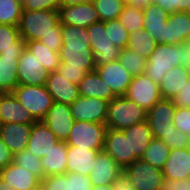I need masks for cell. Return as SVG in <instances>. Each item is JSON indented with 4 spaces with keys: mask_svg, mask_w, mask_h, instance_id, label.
<instances>
[{
    "mask_svg": "<svg viewBox=\"0 0 190 190\" xmlns=\"http://www.w3.org/2000/svg\"><path fill=\"white\" fill-rule=\"evenodd\" d=\"M95 67L117 61L121 49L114 46L105 22L98 21L87 27Z\"/></svg>",
    "mask_w": 190,
    "mask_h": 190,
    "instance_id": "obj_6",
    "label": "cell"
},
{
    "mask_svg": "<svg viewBox=\"0 0 190 190\" xmlns=\"http://www.w3.org/2000/svg\"><path fill=\"white\" fill-rule=\"evenodd\" d=\"M185 45H186V61L184 63V66L190 72V39L185 43Z\"/></svg>",
    "mask_w": 190,
    "mask_h": 190,
    "instance_id": "obj_55",
    "label": "cell"
},
{
    "mask_svg": "<svg viewBox=\"0 0 190 190\" xmlns=\"http://www.w3.org/2000/svg\"><path fill=\"white\" fill-rule=\"evenodd\" d=\"M63 43L57 72L67 81L79 84L88 72L95 70L87 28L61 24Z\"/></svg>",
    "mask_w": 190,
    "mask_h": 190,
    "instance_id": "obj_1",
    "label": "cell"
},
{
    "mask_svg": "<svg viewBox=\"0 0 190 190\" xmlns=\"http://www.w3.org/2000/svg\"><path fill=\"white\" fill-rule=\"evenodd\" d=\"M0 178L8 182L13 190H34L41 184V180L35 174L13 162L0 169Z\"/></svg>",
    "mask_w": 190,
    "mask_h": 190,
    "instance_id": "obj_24",
    "label": "cell"
},
{
    "mask_svg": "<svg viewBox=\"0 0 190 190\" xmlns=\"http://www.w3.org/2000/svg\"><path fill=\"white\" fill-rule=\"evenodd\" d=\"M109 101L100 98L79 96L70 104L74 121L105 123Z\"/></svg>",
    "mask_w": 190,
    "mask_h": 190,
    "instance_id": "obj_12",
    "label": "cell"
},
{
    "mask_svg": "<svg viewBox=\"0 0 190 190\" xmlns=\"http://www.w3.org/2000/svg\"><path fill=\"white\" fill-rule=\"evenodd\" d=\"M20 56L0 55V91L12 92L18 84L17 63Z\"/></svg>",
    "mask_w": 190,
    "mask_h": 190,
    "instance_id": "obj_32",
    "label": "cell"
},
{
    "mask_svg": "<svg viewBox=\"0 0 190 190\" xmlns=\"http://www.w3.org/2000/svg\"><path fill=\"white\" fill-rule=\"evenodd\" d=\"M69 190H92V184L89 176L68 173Z\"/></svg>",
    "mask_w": 190,
    "mask_h": 190,
    "instance_id": "obj_46",
    "label": "cell"
},
{
    "mask_svg": "<svg viewBox=\"0 0 190 190\" xmlns=\"http://www.w3.org/2000/svg\"><path fill=\"white\" fill-rule=\"evenodd\" d=\"M174 126L182 133L190 134V108L176 107L173 115Z\"/></svg>",
    "mask_w": 190,
    "mask_h": 190,
    "instance_id": "obj_45",
    "label": "cell"
},
{
    "mask_svg": "<svg viewBox=\"0 0 190 190\" xmlns=\"http://www.w3.org/2000/svg\"><path fill=\"white\" fill-rule=\"evenodd\" d=\"M40 41L44 43V45L47 46L50 50L60 53L63 43L61 33H48L47 35H43Z\"/></svg>",
    "mask_w": 190,
    "mask_h": 190,
    "instance_id": "obj_47",
    "label": "cell"
},
{
    "mask_svg": "<svg viewBox=\"0 0 190 190\" xmlns=\"http://www.w3.org/2000/svg\"><path fill=\"white\" fill-rule=\"evenodd\" d=\"M60 0H24L22 2L23 10L43 11V10H58Z\"/></svg>",
    "mask_w": 190,
    "mask_h": 190,
    "instance_id": "obj_44",
    "label": "cell"
},
{
    "mask_svg": "<svg viewBox=\"0 0 190 190\" xmlns=\"http://www.w3.org/2000/svg\"><path fill=\"white\" fill-rule=\"evenodd\" d=\"M91 0H60V6H73L89 2Z\"/></svg>",
    "mask_w": 190,
    "mask_h": 190,
    "instance_id": "obj_54",
    "label": "cell"
},
{
    "mask_svg": "<svg viewBox=\"0 0 190 190\" xmlns=\"http://www.w3.org/2000/svg\"><path fill=\"white\" fill-rule=\"evenodd\" d=\"M58 11L61 24L87 28L100 21L92 1L73 6H60Z\"/></svg>",
    "mask_w": 190,
    "mask_h": 190,
    "instance_id": "obj_14",
    "label": "cell"
},
{
    "mask_svg": "<svg viewBox=\"0 0 190 190\" xmlns=\"http://www.w3.org/2000/svg\"><path fill=\"white\" fill-rule=\"evenodd\" d=\"M176 107L190 108V79L172 99Z\"/></svg>",
    "mask_w": 190,
    "mask_h": 190,
    "instance_id": "obj_48",
    "label": "cell"
},
{
    "mask_svg": "<svg viewBox=\"0 0 190 190\" xmlns=\"http://www.w3.org/2000/svg\"><path fill=\"white\" fill-rule=\"evenodd\" d=\"M146 120L147 111L125 96H117L108 103L105 122L107 128L124 130Z\"/></svg>",
    "mask_w": 190,
    "mask_h": 190,
    "instance_id": "obj_4",
    "label": "cell"
},
{
    "mask_svg": "<svg viewBox=\"0 0 190 190\" xmlns=\"http://www.w3.org/2000/svg\"><path fill=\"white\" fill-rule=\"evenodd\" d=\"M161 190H190V178L181 180L163 179Z\"/></svg>",
    "mask_w": 190,
    "mask_h": 190,
    "instance_id": "obj_50",
    "label": "cell"
},
{
    "mask_svg": "<svg viewBox=\"0 0 190 190\" xmlns=\"http://www.w3.org/2000/svg\"><path fill=\"white\" fill-rule=\"evenodd\" d=\"M12 93L36 121H42L53 104L45 85H18Z\"/></svg>",
    "mask_w": 190,
    "mask_h": 190,
    "instance_id": "obj_5",
    "label": "cell"
},
{
    "mask_svg": "<svg viewBox=\"0 0 190 190\" xmlns=\"http://www.w3.org/2000/svg\"><path fill=\"white\" fill-rule=\"evenodd\" d=\"M124 96L146 111L162 99L159 84L154 83L145 73L133 76Z\"/></svg>",
    "mask_w": 190,
    "mask_h": 190,
    "instance_id": "obj_10",
    "label": "cell"
},
{
    "mask_svg": "<svg viewBox=\"0 0 190 190\" xmlns=\"http://www.w3.org/2000/svg\"><path fill=\"white\" fill-rule=\"evenodd\" d=\"M0 190H13V187L0 178Z\"/></svg>",
    "mask_w": 190,
    "mask_h": 190,
    "instance_id": "obj_56",
    "label": "cell"
},
{
    "mask_svg": "<svg viewBox=\"0 0 190 190\" xmlns=\"http://www.w3.org/2000/svg\"><path fill=\"white\" fill-rule=\"evenodd\" d=\"M143 14L144 30L148 32L157 43H160V37H163L164 23L167 22L169 13L158 5L151 4L143 10Z\"/></svg>",
    "mask_w": 190,
    "mask_h": 190,
    "instance_id": "obj_31",
    "label": "cell"
},
{
    "mask_svg": "<svg viewBox=\"0 0 190 190\" xmlns=\"http://www.w3.org/2000/svg\"><path fill=\"white\" fill-rule=\"evenodd\" d=\"M170 151L162 140L153 138L141 159L154 167L162 169Z\"/></svg>",
    "mask_w": 190,
    "mask_h": 190,
    "instance_id": "obj_35",
    "label": "cell"
},
{
    "mask_svg": "<svg viewBox=\"0 0 190 190\" xmlns=\"http://www.w3.org/2000/svg\"><path fill=\"white\" fill-rule=\"evenodd\" d=\"M106 130L107 126L105 123L74 121L66 144L68 146L102 151Z\"/></svg>",
    "mask_w": 190,
    "mask_h": 190,
    "instance_id": "obj_7",
    "label": "cell"
},
{
    "mask_svg": "<svg viewBox=\"0 0 190 190\" xmlns=\"http://www.w3.org/2000/svg\"><path fill=\"white\" fill-rule=\"evenodd\" d=\"M13 163L35 174L41 181L45 178L41 159L27 149L13 155Z\"/></svg>",
    "mask_w": 190,
    "mask_h": 190,
    "instance_id": "obj_37",
    "label": "cell"
},
{
    "mask_svg": "<svg viewBox=\"0 0 190 190\" xmlns=\"http://www.w3.org/2000/svg\"><path fill=\"white\" fill-rule=\"evenodd\" d=\"M117 60L132 76L145 73L147 59L127 47L120 51Z\"/></svg>",
    "mask_w": 190,
    "mask_h": 190,
    "instance_id": "obj_36",
    "label": "cell"
},
{
    "mask_svg": "<svg viewBox=\"0 0 190 190\" xmlns=\"http://www.w3.org/2000/svg\"><path fill=\"white\" fill-rule=\"evenodd\" d=\"M99 151L76 146H68L67 173L89 176Z\"/></svg>",
    "mask_w": 190,
    "mask_h": 190,
    "instance_id": "obj_25",
    "label": "cell"
},
{
    "mask_svg": "<svg viewBox=\"0 0 190 190\" xmlns=\"http://www.w3.org/2000/svg\"><path fill=\"white\" fill-rule=\"evenodd\" d=\"M188 135L182 133L177 128L173 130L162 139V141L168 146L170 150L174 149H186L188 148Z\"/></svg>",
    "mask_w": 190,
    "mask_h": 190,
    "instance_id": "obj_42",
    "label": "cell"
},
{
    "mask_svg": "<svg viewBox=\"0 0 190 190\" xmlns=\"http://www.w3.org/2000/svg\"><path fill=\"white\" fill-rule=\"evenodd\" d=\"M190 39V16L184 12L170 13L164 23L160 44L183 45Z\"/></svg>",
    "mask_w": 190,
    "mask_h": 190,
    "instance_id": "obj_16",
    "label": "cell"
},
{
    "mask_svg": "<svg viewBox=\"0 0 190 190\" xmlns=\"http://www.w3.org/2000/svg\"><path fill=\"white\" fill-rule=\"evenodd\" d=\"M67 152L66 141H59L46 156L41 158L45 177L67 173Z\"/></svg>",
    "mask_w": 190,
    "mask_h": 190,
    "instance_id": "obj_28",
    "label": "cell"
},
{
    "mask_svg": "<svg viewBox=\"0 0 190 190\" xmlns=\"http://www.w3.org/2000/svg\"><path fill=\"white\" fill-rule=\"evenodd\" d=\"M98 11L100 21L118 19L124 4L118 0H91Z\"/></svg>",
    "mask_w": 190,
    "mask_h": 190,
    "instance_id": "obj_40",
    "label": "cell"
},
{
    "mask_svg": "<svg viewBox=\"0 0 190 190\" xmlns=\"http://www.w3.org/2000/svg\"><path fill=\"white\" fill-rule=\"evenodd\" d=\"M34 190H45L43 186L40 184L38 187H36Z\"/></svg>",
    "mask_w": 190,
    "mask_h": 190,
    "instance_id": "obj_59",
    "label": "cell"
},
{
    "mask_svg": "<svg viewBox=\"0 0 190 190\" xmlns=\"http://www.w3.org/2000/svg\"><path fill=\"white\" fill-rule=\"evenodd\" d=\"M30 112L18 101L12 92L0 94V125L6 123H35Z\"/></svg>",
    "mask_w": 190,
    "mask_h": 190,
    "instance_id": "obj_19",
    "label": "cell"
},
{
    "mask_svg": "<svg viewBox=\"0 0 190 190\" xmlns=\"http://www.w3.org/2000/svg\"><path fill=\"white\" fill-rule=\"evenodd\" d=\"M103 150L123 169L137 160L130 155L129 137L122 130L107 128Z\"/></svg>",
    "mask_w": 190,
    "mask_h": 190,
    "instance_id": "obj_13",
    "label": "cell"
},
{
    "mask_svg": "<svg viewBox=\"0 0 190 190\" xmlns=\"http://www.w3.org/2000/svg\"><path fill=\"white\" fill-rule=\"evenodd\" d=\"M78 89L80 96L88 98H100L110 102L117 97L96 70L85 75L78 84Z\"/></svg>",
    "mask_w": 190,
    "mask_h": 190,
    "instance_id": "obj_26",
    "label": "cell"
},
{
    "mask_svg": "<svg viewBox=\"0 0 190 190\" xmlns=\"http://www.w3.org/2000/svg\"><path fill=\"white\" fill-rule=\"evenodd\" d=\"M33 123H6L0 125V139L15 155L27 148Z\"/></svg>",
    "mask_w": 190,
    "mask_h": 190,
    "instance_id": "obj_20",
    "label": "cell"
},
{
    "mask_svg": "<svg viewBox=\"0 0 190 190\" xmlns=\"http://www.w3.org/2000/svg\"><path fill=\"white\" fill-rule=\"evenodd\" d=\"M156 44L157 42L143 28L130 33L126 47L148 59L156 47Z\"/></svg>",
    "mask_w": 190,
    "mask_h": 190,
    "instance_id": "obj_34",
    "label": "cell"
},
{
    "mask_svg": "<svg viewBox=\"0 0 190 190\" xmlns=\"http://www.w3.org/2000/svg\"><path fill=\"white\" fill-rule=\"evenodd\" d=\"M151 4H153V0H129L127 5L144 10Z\"/></svg>",
    "mask_w": 190,
    "mask_h": 190,
    "instance_id": "obj_53",
    "label": "cell"
},
{
    "mask_svg": "<svg viewBox=\"0 0 190 190\" xmlns=\"http://www.w3.org/2000/svg\"><path fill=\"white\" fill-rule=\"evenodd\" d=\"M26 48L36 56L49 73L57 71L60 66V53L50 50L40 40L26 41Z\"/></svg>",
    "mask_w": 190,
    "mask_h": 190,
    "instance_id": "obj_33",
    "label": "cell"
},
{
    "mask_svg": "<svg viewBox=\"0 0 190 190\" xmlns=\"http://www.w3.org/2000/svg\"><path fill=\"white\" fill-rule=\"evenodd\" d=\"M175 111L176 106L172 99L163 98L147 111V122L154 139L162 140L173 128H176L172 123Z\"/></svg>",
    "mask_w": 190,
    "mask_h": 190,
    "instance_id": "obj_9",
    "label": "cell"
},
{
    "mask_svg": "<svg viewBox=\"0 0 190 190\" xmlns=\"http://www.w3.org/2000/svg\"><path fill=\"white\" fill-rule=\"evenodd\" d=\"M20 37L26 42L40 40L48 33H61L58 10H23L18 24Z\"/></svg>",
    "mask_w": 190,
    "mask_h": 190,
    "instance_id": "obj_3",
    "label": "cell"
},
{
    "mask_svg": "<svg viewBox=\"0 0 190 190\" xmlns=\"http://www.w3.org/2000/svg\"><path fill=\"white\" fill-rule=\"evenodd\" d=\"M22 11V3L19 1L0 0V24L18 26Z\"/></svg>",
    "mask_w": 190,
    "mask_h": 190,
    "instance_id": "obj_38",
    "label": "cell"
},
{
    "mask_svg": "<svg viewBox=\"0 0 190 190\" xmlns=\"http://www.w3.org/2000/svg\"><path fill=\"white\" fill-rule=\"evenodd\" d=\"M188 147L190 148V134L188 135Z\"/></svg>",
    "mask_w": 190,
    "mask_h": 190,
    "instance_id": "obj_61",
    "label": "cell"
},
{
    "mask_svg": "<svg viewBox=\"0 0 190 190\" xmlns=\"http://www.w3.org/2000/svg\"><path fill=\"white\" fill-rule=\"evenodd\" d=\"M95 70L116 96L126 94L133 76L118 60L97 66Z\"/></svg>",
    "mask_w": 190,
    "mask_h": 190,
    "instance_id": "obj_18",
    "label": "cell"
},
{
    "mask_svg": "<svg viewBox=\"0 0 190 190\" xmlns=\"http://www.w3.org/2000/svg\"><path fill=\"white\" fill-rule=\"evenodd\" d=\"M183 11L190 16V0H186L183 2Z\"/></svg>",
    "mask_w": 190,
    "mask_h": 190,
    "instance_id": "obj_58",
    "label": "cell"
},
{
    "mask_svg": "<svg viewBox=\"0 0 190 190\" xmlns=\"http://www.w3.org/2000/svg\"><path fill=\"white\" fill-rule=\"evenodd\" d=\"M94 162L89 175L92 186L113 185L115 180L123 173V168L104 150L97 153Z\"/></svg>",
    "mask_w": 190,
    "mask_h": 190,
    "instance_id": "obj_17",
    "label": "cell"
},
{
    "mask_svg": "<svg viewBox=\"0 0 190 190\" xmlns=\"http://www.w3.org/2000/svg\"><path fill=\"white\" fill-rule=\"evenodd\" d=\"M60 140L43 121H36L32 125L27 150L40 159L49 153Z\"/></svg>",
    "mask_w": 190,
    "mask_h": 190,
    "instance_id": "obj_21",
    "label": "cell"
},
{
    "mask_svg": "<svg viewBox=\"0 0 190 190\" xmlns=\"http://www.w3.org/2000/svg\"><path fill=\"white\" fill-rule=\"evenodd\" d=\"M25 47L18 26L0 24V55L20 56Z\"/></svg>",
    "mask_w": 190,
    "mask_h": 190,
    "instance_id": "obj_30",
    "label": "cell"
},
{
    "mask_svg": "<svg viewBox=\"0 0 190 190\" xmlns=\"http://www.w3.org/2000/svg\"><path fill=\"white\" fill-rule=\"evenodd\" d=\"M130 184L136 190H161L163 183L162 169L137 159L130 166L123 169Z\"/></svg>",
    "mask_w": 190,
    "mask_h": 190,
    "instance_id": "obj_8",
    "label": "cell"
},
{
    "mask_svg": "<svg viewBox=\"0 0 190 190\" xmlns=\"http://www.w3.org/2000/svg\"><path fill=\"white\" fill-rule=\"evenodd\" d=\"M106 28H109V37L114 46L124 49L127 46L130 33L121 24L118 19L105 22Z\"/></svg>",
    "mask_w": 190,
    "mask_h": 190,
    "instance_id": "obj_41",
    "label": "cell"
},
{
    "mask_svg": "<svg viewBox=\"0 0 190 190\" xmlns=\"http://www.w3.org/2000/svg\"><path fill=\"white\" fill-rule=\"evenodd\" d=\"M118 20L128 30L129 33H133L136 30L144 28V14L143 10L125 5L121 11Z\"/></svg>",
    "mask_w": 190,
    "mask_h": 190,
    "instance_id": "obj_39",
    "label": "cell"
},
{
    "mask_svg": "<svg viewBox=\"0 0 190 190\" xmlns=\"http://www.w3.org/2000/svg\"><path fill=\"white\" fill-rule=\"evenodd\" d=\"M164 179L181 180L190 178V148L174 149L162 168Z\"/></svg>",
    "mask_w": 190,
    "mask_h": 190,
    "instance_id": "obj_23",
    "label": "cell"
},
{
    "mask_svg": "<svg viewBox=\"0 0 190 190\" xmlns=\"http://www.w3.org/2000/svg\"><path fill=\"white\" fill-rule=\"evenodd\" d=\"M41 185L45 190H69L68 173L46 176Z\"/></svg>",
    "mask_w": 190,
    "mask_h": 190,
    "instance_id": "obj_43",
    "label": "cell"
},
{
    "mask_svg": "<svg viewBox=\"0 0 190 190\" xmlns=\"http://www.w3.org/2000/svg\"><path fill=\"white\" fill-rule=\"evenodd\" d=\"M53 102L72 104L79 96L78 84L67 81L59 72L49 73L45 84Z\"/></svg>",
    "mask_w": 190,
    "mask_h": 190,
    "instance_id": "obj_22",
    "label": "cell"
},
{
    "mask_svg": "<svg viewBox=\"0 0 190 190\" xmlns=\"http://www.w3.org/2000/svg\"><path fill=\"white\" fill-rule=\"evenodd\" d=\"M118 1L122 2L124 5H127L129 0H118Z\"/></svg>",
    "mask_w": 190,
    "mask_h": 190,
    "instance_id": "obj_60",
    "label": "cell"
},
{
    "mask_svg": "<svg viewBox=\"0 0 190 190\" xmlns=\"http://www.w3.org/2000/svg\"><path fill=\"white\" fill-rule=\"evenodd\" d=\"M113 190H136L129 182V179L122 173L113 183Z\"/></svg>",
    "mask_w": 190,
    "mask_h": 190,
    "instance_id": "obj_52",
    "label": "cell"
},
{
    "mask_svg": "<svg viewBox=\"0 0 190 190\" xmlns=\"http://www.w3.org/2000/svg\"><path fill=\"white\" fill-rule=\"evenodd\" d=\"M189 79L190 72L184 65L172 68L164 75L162 82L159 84L162 98L173 99Z\"/></svg>",
    "mask_w": 190,
    "mask_h": 190,
    "instance_id": "obj_29",
    "label": "cell"
},
{
    "mask_svg": "<svg viewBox=\"0 0 190 190\" xmlns=\"http://www.w3.org/2000/svg\"><path fill=\"white\" fill-rule=\"evenodd\" d=\"M92 190H113L112 185L93 186Z\"/></svg>",
    "mask_w": 190,
    "mask_h": 190,
    "instance_id": "obj_57",
    "label": "cell"
},
{
    "mask_svg": "<svg viewBox=\"0 0 190 190\" xmlns=\"http://www.w3.org/2000/svg\"><path fill=\"white\" fill-rule=\"evenodd\" d=\"M60 141H66L74 124L70 105L53 102L42 120Z\"/></svg>",
    "mask_w": 190,
    "mask_h": 190,
    "instance_id": "obj_15",
    "label": "cell"
},
{
    "mask_svg": "<svg viewBox=\"0 0 190 190\" xmlns=\"http://www.w3.org/2000/svg\"><path fill=\"white\" fill-rule=\"evenodd\" d=\"M16 73L19 85H45L49 77L43 64L26 47L18 58Z\"/></svg>",
    "mask_w": 190,
    "mask_h": 190,
    "instance_id": "obj_11",
    "label": "cell"
},
{
    "mask_svg": "<svg viewBox=\"0 0 190 190\" xmlns=\"http://www.w3.org/2000/svg\"><path fill=\"white\" fill-rule=\"evenodd\" d=\"M186 45L157 43L147 59L145 74L156 84H160L164 75L175 66L184 65Z\"/></svg>",
    "mask_w": 190,
    "mask_h": 190,
    "instance_id": "obj_2",
    "label": "cell"
},
{
    "mask_svg": "<svg viewBox=\"0 0 190 190\" xmlns=\"http://www.w3.org/2000/svg\"><path fill=\"white\" fill-rule=\"evenodd\" d=\"M13 162V154L0 139V169L8 166Z\"/></svg>",
    "mask_w": 190,
    "mask_h": 190,
    "instance_id": "obj_51",
    "label": "cell"
},
{
    "mask_svg": "<svg viewBox=\"0 0 190 190\" xmlns=\"http://www.w3.org/2000/svg\"><path fill=\"white\" fill-rule=\"evenodd\" d=\"M186 0H153V4L158 5L169 14L183 11V2Z\"/></svg>",
    "mask_w": 190,
    "mask_h": 190,
    "instance_id": "obj_49",
    "label": "cell"
},
{
    "mask_svg": "<svg viewBox=\"0 0 190 190\" xmlns=\"http://www.w3.org/2000/svg\"><path fill=\"white\" fill-rule=\"evenodd\" d=\"M122 131L125 133L126 137H129L130 155H134L137 159H141L150 141L153 139L147 120L134 124Z\"/></svg>",
    "mask_w": 190,
    "mask_h": 190,
    "instance_id": "obj_27",
    "label": "cell"
}]
</instances>
